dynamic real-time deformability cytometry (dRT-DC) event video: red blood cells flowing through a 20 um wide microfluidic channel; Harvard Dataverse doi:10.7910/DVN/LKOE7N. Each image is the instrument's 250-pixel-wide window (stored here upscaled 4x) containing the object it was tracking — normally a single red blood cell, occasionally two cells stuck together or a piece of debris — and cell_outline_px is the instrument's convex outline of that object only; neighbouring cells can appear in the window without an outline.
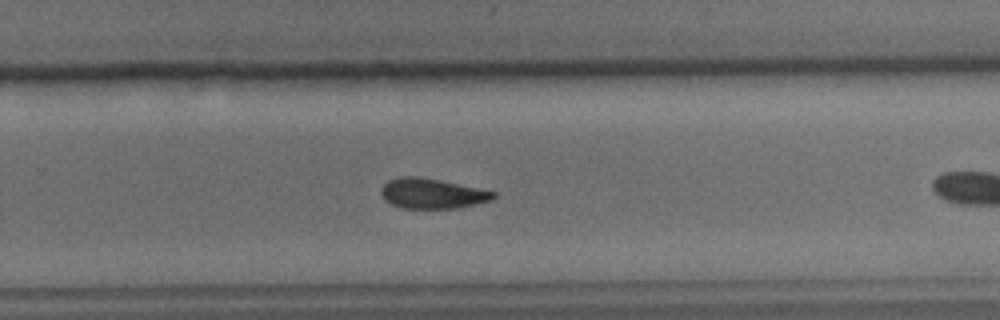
{"species": "common noctule bat (a hibernating species)", "species_latin": "Nyctalus noctula", "temperature_condition": "cold", "stored_images_in_passage": 31, "camera_frame_rate_fps": 3000, "um_per_image_px": 0.085, "animal": {"sex": "male", "body_mass_g": 15.6}, "frame": {"image": 1, "passage_image": 22, "time_ms": 7.0, "image_size_px": [1000, 320], "cell_outline_px": [[496, 196], [492, 200], [456, 208], [400, 208], [384, 200], [380, 192], [380, 188], [388, 180], [400, 176], [416, 176], [440, 180], [496, 192]], "centroid_in_image_um": [36.68, 16.44], "position_along_channel_um": 293.1, "area_um2": 19.65}}